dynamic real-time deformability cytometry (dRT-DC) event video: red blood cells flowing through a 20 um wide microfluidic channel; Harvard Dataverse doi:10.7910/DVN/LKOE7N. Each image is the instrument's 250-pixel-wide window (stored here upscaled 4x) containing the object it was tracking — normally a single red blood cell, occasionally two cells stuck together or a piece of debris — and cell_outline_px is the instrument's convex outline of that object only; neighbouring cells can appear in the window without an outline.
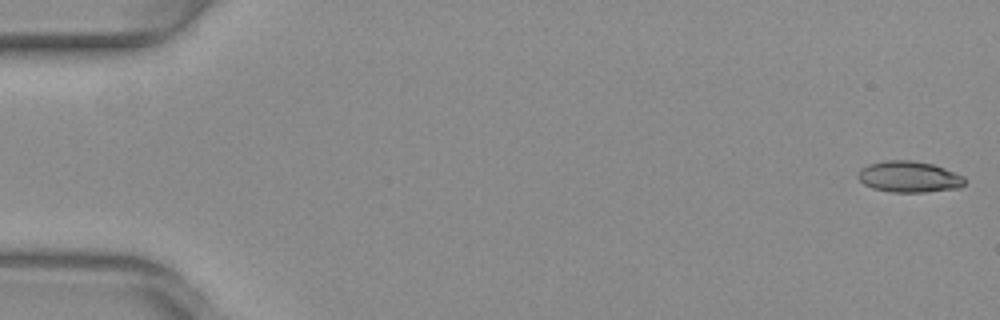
{"species": "common noctule bat (a hibernating species)", "species_latin": "Nyctalus noctula", "temperature_condition": "warm", "stored_images_in_passage": 12, "camera_frame_rate_fps": 3000, "um_per_image_px": 0.085, "animal": {"sex": "female", "body_mass_g": 29.2, "forearm_length_mm": 56.3}, "frame": {"image": 1, "passage_image": 1, "time_ms": 0.0, "image_size_px": [1000, 320], "cell_outline_px": [[964, 184], [960, 188], [924, 192], [892, 192], [872, 188], [864, 184], [856, 176], [856, 172], [860, 168], [868, 164], [888, 160], [912, 160], [932, 164], [944, 168], [964, 176]], "centroid_in_image_um": [77.24, 15.02], "position_along_channel_um": 7.8, "area_um2": 19.48}}